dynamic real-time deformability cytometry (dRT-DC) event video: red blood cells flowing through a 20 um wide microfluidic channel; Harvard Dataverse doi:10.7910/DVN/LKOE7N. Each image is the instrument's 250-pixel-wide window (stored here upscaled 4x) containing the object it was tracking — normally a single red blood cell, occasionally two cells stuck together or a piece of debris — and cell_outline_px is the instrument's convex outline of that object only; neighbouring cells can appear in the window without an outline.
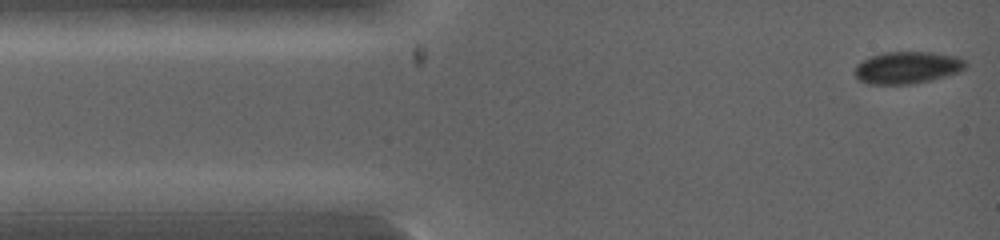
{"species": "common noctule bat (a hibernating species)", "species_latin": "Nyctalus noctula", "temperature_condition": "warm", "stored_images_in_passage": 3, "camera_frame_rate_fps": 5000, "um_per_image_px": 0.085, "animal": {"sex": "female", "body_mass_g": 19.0, "forearm_length_mm": 53.3}, "frame": {"image": 1, "passage_image": 1, "time_ms": 0.0, "image_size_px": [1000, 240], "cell_outline_px": [[968, 64], [960, 72], [912, 84], [872, 84], [860, 80], [856, 76], [856, 64], [872, 56], [884, 52], [932, 52], [956, 56], [964, 60]], "centroid_in_image_um": [77.14, 5.73], "position_along_channel_um": 7.9, "area_um2": 20.46}}
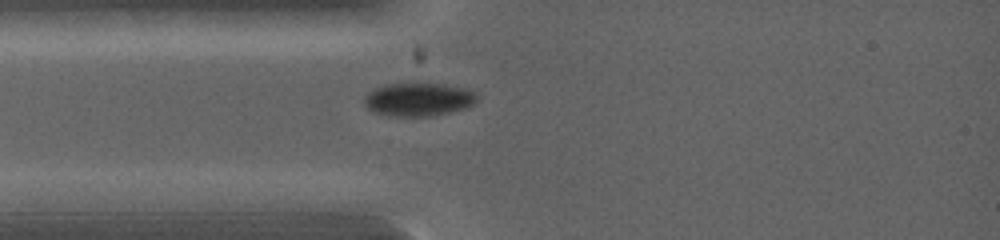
{"frame": {"image": 2, "passage_image": 3, "time_ms": 1.8, "image_size_px": [1000, 240], "cell_outline_px": [[476, 104], [468, 108], [432, 116], [388, 116], [376, 112], [368, 108], [364, 104], [364, 96], [368, 92], [384, 84], [408, 80], [412, 80], [444, 84], [464, 88], [476, 92]], "centroid_in_image_um": [35.57, 8.4], "position_along_channel_um": 49.4, "area_um2": 22.83}}